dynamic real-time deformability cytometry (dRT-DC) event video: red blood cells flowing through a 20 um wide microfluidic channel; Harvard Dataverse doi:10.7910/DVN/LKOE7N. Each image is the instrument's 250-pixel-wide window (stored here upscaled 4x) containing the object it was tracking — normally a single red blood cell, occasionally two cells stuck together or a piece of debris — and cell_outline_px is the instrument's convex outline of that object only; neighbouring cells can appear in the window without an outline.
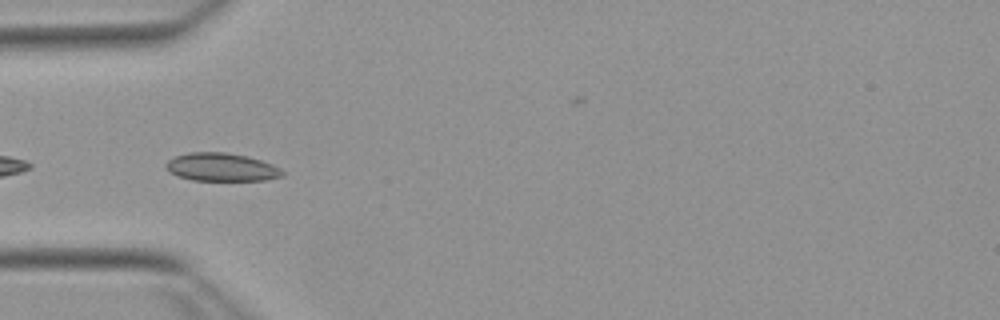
{"species": "Egyptian fruit bat (a non-hibernating species)", "species_latin": "Rousettus aegyptiacus", "temperature_condition": "warm", "stored_images_in_passage": 6, "camera_frame_rate_fps": 3000, "um_per_image_px": 0.085, "animal": {"sex": "female"}, "frame": {"image": 1, "passage_image": 2, "time_ms": 0.333, "image_size_px": [1000, 320], "cell_outline_px": [[284, 176], [264, 180], [192, 180], [176, 176], [168, 172], [164, 164], [168, 160], [176, 156], [188, 152], [228, 152], [248, 156], [272, 164], [280, 168], [284, 172]], "centroid_in_image_um": [18.8, 14.2], "position_along_channel_um": 66.2, "area_um2": 19.25}}